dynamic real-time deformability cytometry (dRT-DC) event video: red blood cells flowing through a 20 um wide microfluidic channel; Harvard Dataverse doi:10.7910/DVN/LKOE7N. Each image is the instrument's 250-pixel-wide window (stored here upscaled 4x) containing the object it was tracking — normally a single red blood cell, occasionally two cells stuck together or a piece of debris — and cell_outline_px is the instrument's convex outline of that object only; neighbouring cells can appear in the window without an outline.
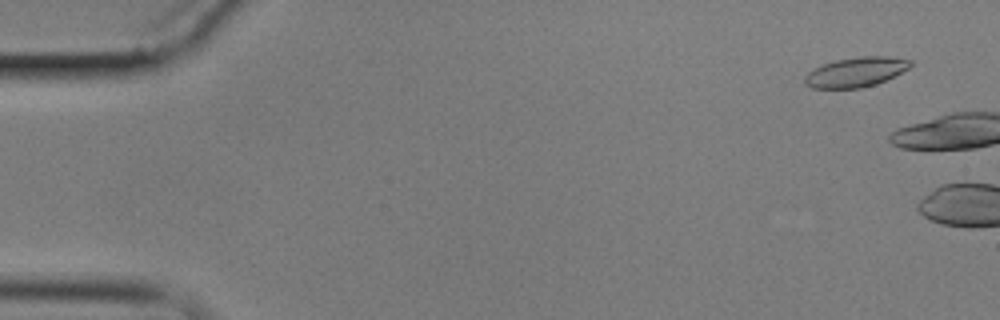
{"species": "common noctule bat (a hibernating species)", "species_latin": "Nyctalus noctula", "temperature_condition": "cold", "stored_images_in_passage": 2, "camera_frame_rate_fps": 3000, "um_per_image_px": 0.085, "animal": {"sex": "male", "body_mass_g": 17.9}, "frame": {"image": 1, "passage_image": 1, "time_ms": 0.0, "image_size_px": [1000, 320], "cell_outline_px": [[912, 64], [908, 68], [876, 84], [860, 88], [812, 88], [804, 84], [804, 76], [808, 72], [824, 64], [836, 60], [860, 56], [888, 56], [912, 60]], "centroid_in_image_um": [72.72, 6.12], "position_along_channel_um": 12.3, "area_um2": 18.09}}